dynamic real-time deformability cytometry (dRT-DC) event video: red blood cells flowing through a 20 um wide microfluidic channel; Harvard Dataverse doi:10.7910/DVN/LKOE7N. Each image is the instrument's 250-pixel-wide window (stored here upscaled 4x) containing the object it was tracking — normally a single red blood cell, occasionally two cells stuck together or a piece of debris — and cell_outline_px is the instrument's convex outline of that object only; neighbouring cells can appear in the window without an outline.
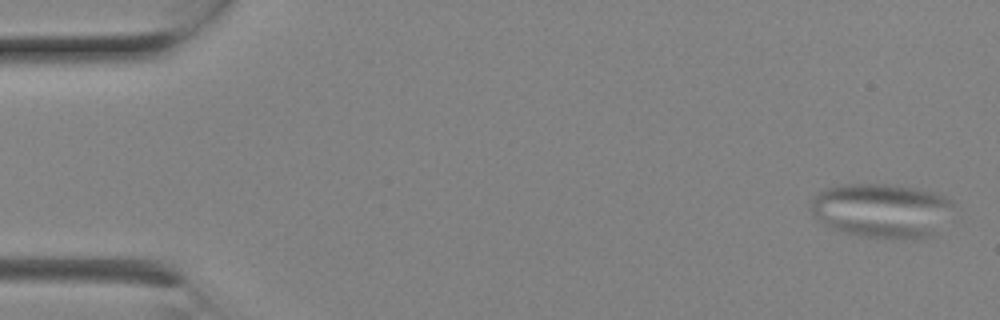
{"species": "Egyptian fruit bat (a non-hibernating species)", "species_latin": "Rousettus aegyptiacus", "temperature_condition": "room temperature", "stored_images_in_passage": 10, "camera_frame_rate_fps": 3000, "um_per_image_px": 0.085, "animal": {"sex": "female"}, "frame": {"image": 1, "passage_image": 1, "time_ms": 0.0, "image_size_px": [1000, 320], "cell_outline_px": [[952, 204], [932, 236], [860, 236], [840, 232], [824, 224], [812, 216], [808, 208], [808, 204], [816, 192], [824, 188], [844, 184], [888, 184], [916, 188], [936, 192], [948, 196], [952, 200]], "centroid_in_image_um": [74.79, 17.83], "position_along_channel_um": 10.2, "area_um2": 44.51}}
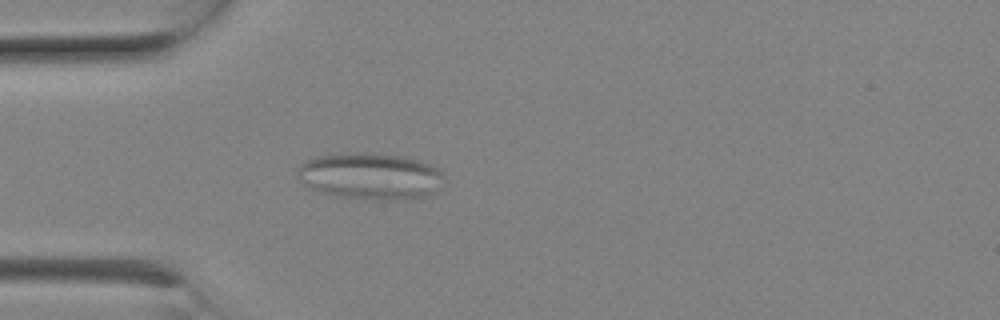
{"frame": {"image": 2, "passage_image": 6, "time_ms": 1.667, "image_size_px": [1000, 320], "cell_outline_px": [[444, 176], [432, 192], [424, 196], [396, 200], [376, 200], [340, 196], [320, 192], [304, 184], [296, 176], [296, 172], [300, 164], [316, 156], [340, 152], [364, 152], [400, 156], [420, 160], [432, 164], [440, 168]], "centroid_in_image_um": [31.43, 14.95], "position_along_channel_um": 53.6, "area_um2": 39.88}}